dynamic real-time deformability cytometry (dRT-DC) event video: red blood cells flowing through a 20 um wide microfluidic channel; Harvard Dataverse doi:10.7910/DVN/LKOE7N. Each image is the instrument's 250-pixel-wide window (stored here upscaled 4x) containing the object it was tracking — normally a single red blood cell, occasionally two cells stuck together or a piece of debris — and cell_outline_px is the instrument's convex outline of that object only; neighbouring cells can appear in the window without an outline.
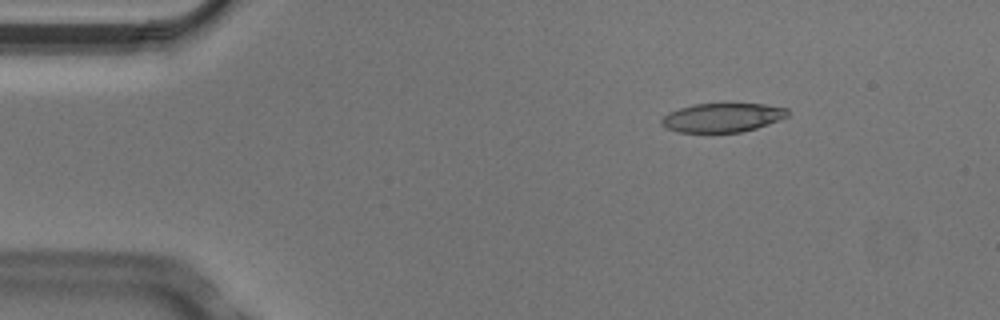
{"species": "Egyptian fruit bat (a non-hibernating species)", "species_latin": "Rousettus aegyptiacus", "temperature_condition": "cold", "stored_images_in_passage": 4, "camera_frame_rate_fps": 3000, "um_per_image_px": 0.085, "animal": {"sex": "male"}, "frame": {"image": 1, "passage_image": 2, "time_ms": 0.333, "image_size_px": [1000, 320], "cell_outline_px": [[788, 116], [768, 124], [756, 128], [740, 132], [676, 132], [664, 128], [660, 124], [660, 120], [668, 112], [692, 104], [764, 104], [788, 108]], "centroid_in_image_um": [61.36, 10.0], "position_along_channel_um": 23.6, "area_um2": 21.33}}